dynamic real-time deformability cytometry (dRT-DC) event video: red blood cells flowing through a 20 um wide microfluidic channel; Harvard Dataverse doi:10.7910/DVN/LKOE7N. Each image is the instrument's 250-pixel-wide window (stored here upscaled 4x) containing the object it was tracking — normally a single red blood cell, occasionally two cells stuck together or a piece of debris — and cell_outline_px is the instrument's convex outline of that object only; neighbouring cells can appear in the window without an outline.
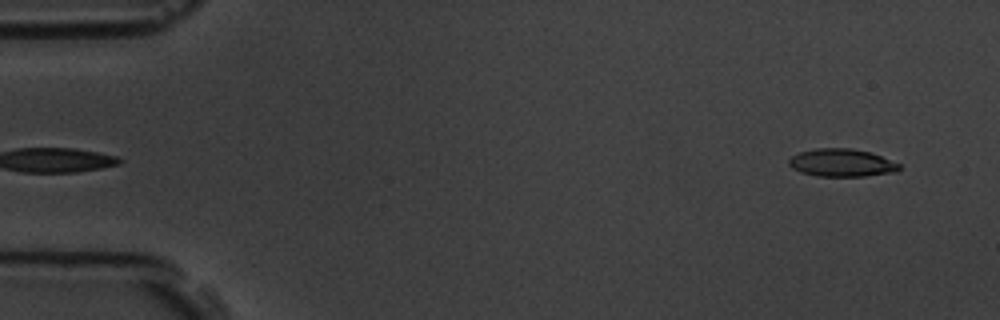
{"species": "common noctule bat (a hibernating species)", "species_latin": "Nyctalus noctula", "temperature_condition": "room temperature", "stored_images_in_passage": 5, "segment_of_instrument_passage": [2, 2], "camera_frame_rate_fps": 3000, "um_per_image_px": 0.085, "animal": {"sex": "male", "body_mass_g": 19.5, "forearm_length_mm": 54.6}, "frame": {"image": 1, "passage_image": 5, "time_ms": 5.333, "image_size_px": [1000, 320], "cell_outline_px": [[900, 168], [896, 172], [864, 176], [816, 176], [800, 172], [792, 168], [788, 164], [788, 160], [792, 156], [800, 152], [816, 148], [852, 148], [872, 152], [900, 164]], "centroid_in_image_um": [71.54, 13.83], "position_along_channel_um": 13.5, "area_um2": 17.98}}